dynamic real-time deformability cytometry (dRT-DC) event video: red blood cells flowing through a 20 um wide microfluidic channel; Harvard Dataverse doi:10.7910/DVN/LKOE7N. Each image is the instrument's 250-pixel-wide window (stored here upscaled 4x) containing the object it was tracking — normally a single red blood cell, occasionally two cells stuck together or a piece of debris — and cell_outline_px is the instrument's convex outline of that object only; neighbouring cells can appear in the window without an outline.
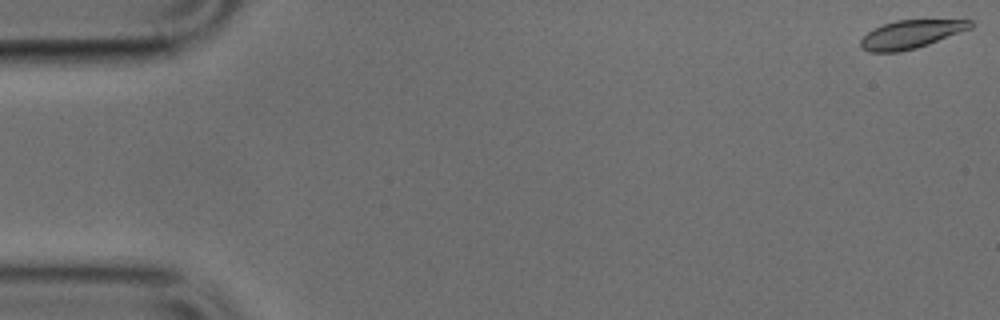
{"species": "common noctule bat (a hibernating species)", "species_latin": "Nyctalus noctula", "temperature_condition": "cold", "stored_images_in_passage": 15, "camera_frame_rate_fps": 3000, "um_per_image_px": 0.085, "animal": {"sex": "male", "body_mass_g": 17.9, "forearm_length_mm": 54.2}, "frame": {"image": 1, "passage_image": 1, "time_ms": 0.0, "image_size_px": [1000, 320], "cell_outline_px": [[972, 28], [928, 44], [916, 48], [900, 52], [868, 52], [860, 48], [860, 40], [868, 32], [884, 24], [896, 20], [972, 20]], "centroid_in_image_um": [77.4, 2.92], "position_along_channel_um": 7.6, "area_um2": 17.92}}
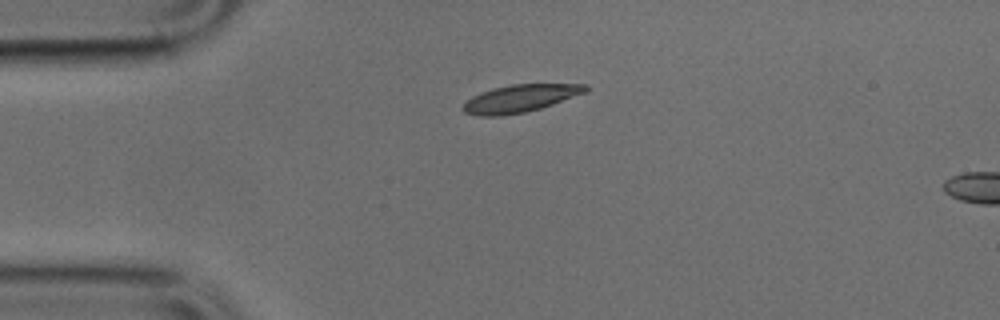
{"frame": {"image": 2, "passage_image": 12, "time_ms": 3.667, "image_size_px": [1000, 320], "cell_outline_px": [[588, 92], [540, 108], [524, 112], [500, 116], [480, 116], [464, 112], [460, 108], [472, 96], [480, 92], [492, 88], [512, 84], [588, 84]], "centroid_in_image_um": [44.21, 8.36], "position_along_channel_um": 40.8, "area_um2": 19.65}}